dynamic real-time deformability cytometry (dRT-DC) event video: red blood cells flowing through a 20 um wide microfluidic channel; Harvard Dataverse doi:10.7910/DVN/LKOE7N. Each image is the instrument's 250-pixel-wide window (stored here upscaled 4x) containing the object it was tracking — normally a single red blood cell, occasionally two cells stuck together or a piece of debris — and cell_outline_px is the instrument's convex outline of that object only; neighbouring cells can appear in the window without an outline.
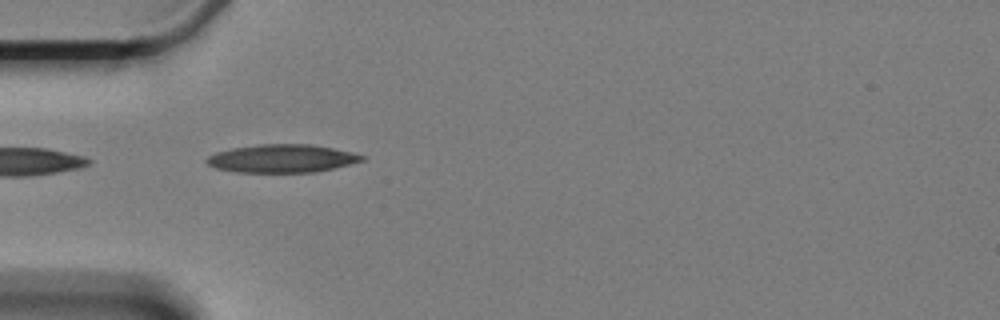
{"species": "Egyptian fruit bat (a non-hibernating species)", "species_latin": "Rousettus aegyptiacus", "temperature_condition": "cold", "stored_images_in_passage": 2, "camera_frame_rate_fps": 3000, "um_per_image_px": 0.085, "animal": {"sex": "female"}, "frame": {"image": 1, "passage_image": 1, "time_ms": 0.0, "image_size_px": [1000, 320], "cell_outline_px": [[368, 156], [364, 160], [316, 172], [236, 172], [216, 168], [208, 164], [204, 160], [208, 156], [216, 152], [232, 148], [260, 144], [312, 144], [352, 152]], "centroid_in_image_um": [23.96, 13.46], "position_along_channel_um": 61.0, "area_um2": 25.37}}